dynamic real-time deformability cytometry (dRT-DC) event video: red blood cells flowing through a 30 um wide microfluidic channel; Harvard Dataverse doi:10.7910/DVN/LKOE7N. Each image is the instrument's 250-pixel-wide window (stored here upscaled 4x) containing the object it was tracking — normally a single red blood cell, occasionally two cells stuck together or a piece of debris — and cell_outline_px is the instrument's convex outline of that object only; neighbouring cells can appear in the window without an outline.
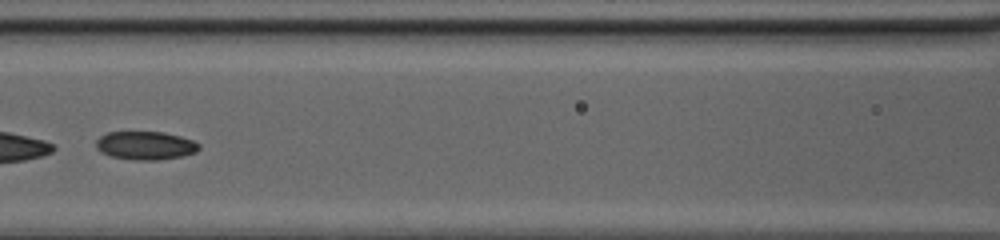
{"species": "common noctule bat (a hibernating species)", "species_latin": "Nyctalus noctula", "temperature_condition": "cold", "stored_images_in_passage": 44, "segment_of_instrument_passage": [2, 2], "camera_frame_rate_fps": 3000, "um_per_image_px": 0.085, "animal": {"sex": "female", "body_mass_g": 20.0, "forearm_length_mm": 54.0}, "frame": {"image": 1, "passage_image": 20, "time_ms": 6.333, "image_size_px": [1000, 240], "cell_outline_px": [[200, 148], [196, 152], [180, 156], [156, 160], [132, 160], [112, 156], [100, 152], [96, 148], [96, 140], [100, 136], [108, 132], [164, 132], [180, 136], [192, 140], [200, 144]], "centroid_in_image_um": [12.35, 12.36], "position_along_channel_um": 154.3, "area_um2": 16.99}}